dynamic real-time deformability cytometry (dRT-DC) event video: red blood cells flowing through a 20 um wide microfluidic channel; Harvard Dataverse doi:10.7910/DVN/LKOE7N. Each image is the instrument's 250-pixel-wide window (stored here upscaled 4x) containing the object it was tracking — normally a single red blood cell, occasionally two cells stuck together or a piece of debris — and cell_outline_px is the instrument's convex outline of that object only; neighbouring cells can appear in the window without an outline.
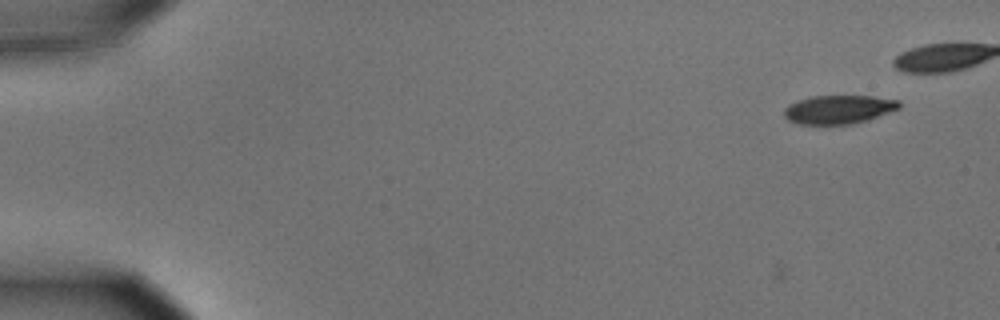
{"species": "common noctule bat (a hibernating species)", "species_latin": "Nyctalus noctula", "temperature_condition": "cold", "stored_images_in_passage": 7, "camera_frame_rate_fps": 3000, "um_per_image_px": 0.085, "animal": {"sex": "male", "body_mass_g": 15.6}, "frame": {"image": 1, "passage_image": 7, "time_ms": 2.0, "image_size_px": [1000, 320], "cell_outline_px": [[900, 108], [868, 120], [852, 124], [800, 124], [788, 120], [784, 116], [784, 108], [788, 104], [812, 96], [872, 96], [900, 100]], "centroid_in_image_um": [71.29, 9.3], "position_along_channel_um": 13.7, "area_um2": 19.19}}